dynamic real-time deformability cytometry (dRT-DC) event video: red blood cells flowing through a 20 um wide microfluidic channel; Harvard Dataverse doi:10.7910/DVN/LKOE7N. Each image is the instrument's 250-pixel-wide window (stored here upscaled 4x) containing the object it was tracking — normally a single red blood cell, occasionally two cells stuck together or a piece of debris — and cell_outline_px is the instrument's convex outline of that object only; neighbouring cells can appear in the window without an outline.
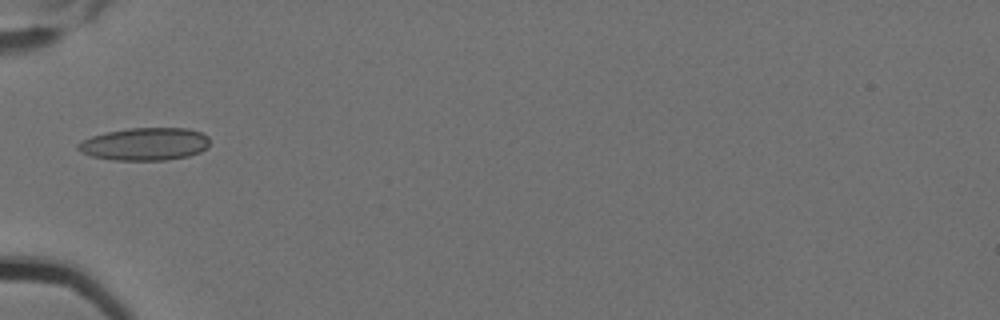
{"species": "Egyptian fruit bat (a non-hibernating species)", "species_latin": "Rousettus aegyptiacus", "temperature_condition": "cold", "stored_images_in_passage": 11, "camera_frame_rate_fps": 3000, "um_per_image_px": 0.085, "animal": {"sex": "female"}, "frame": {"image": 1, "passage_image": 1, "time_ms": 0.0, "image_size_px": [1000, 320], "cell_outline_px": [[208, 148], [200, 152], [188, 156], [164, 160], [112, 160], [92, 156], [80, 152], [76, 148], [76, 144], [92, 136], [108, 132], [128, 128], [188, 128], [200, 132], [208, 136]], "centroid_in_image_um": [12.31, 12.25], "position_along_channel_um": 72.7, "area_um2": 25.09}}
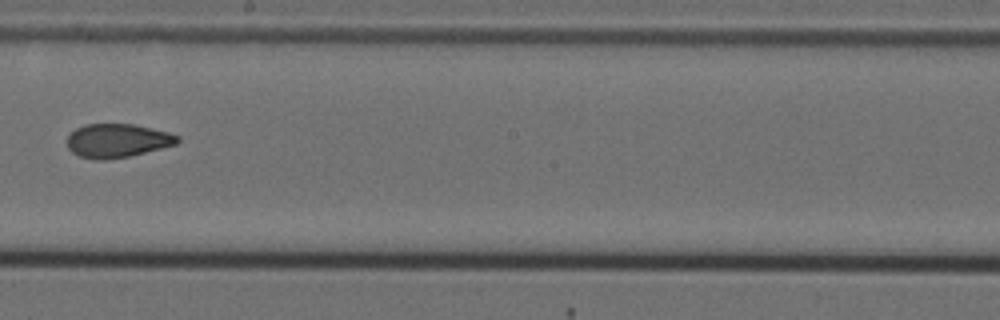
{"frame": {"image": 2, "passage_image": 5, "time_ms": 1.333, "image_size_px": [1000, 320], "cell_outline_px": [[180, 140], [176, 144], [128, 156], [108, 160], [96, 160], [80, 156], [72, 152], [68, 148], [68, 136], [76, 128], [84, 124], [132, 124], [152, 128], [168, 132], [180, 136]], "centroid_in_image_um": [9.97, 11.95], "position_along_channel_um": 238.2, "area_um2": 21.56}}
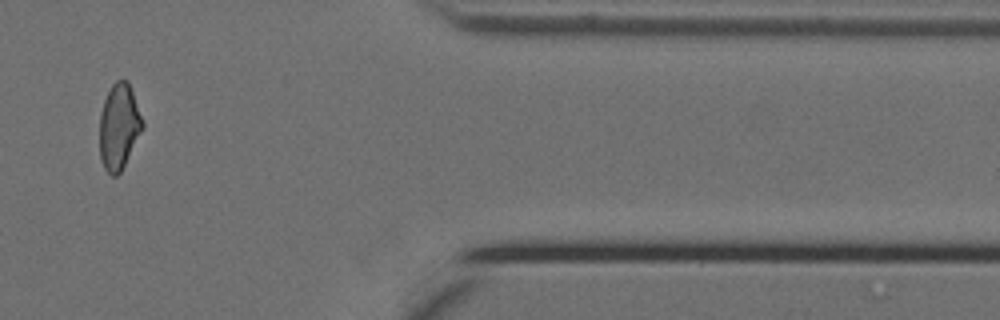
{"frame": {"image": 3, "passage_image": 9, "time_ms": 2.667, "image_size_px": [1000, 320], "cell_outline_px": [[144, 128], [120, 172], [116, 176], [112, 176], [104, 168], [100, 160], [100, 116], [104, 100], [112, 84], [116, 80], [128, 80], [144, 124]], "centroid_in_image_um": [10.11, 10.77], "position_along_channel_um": 401.3, "area_um2": 21.27}}